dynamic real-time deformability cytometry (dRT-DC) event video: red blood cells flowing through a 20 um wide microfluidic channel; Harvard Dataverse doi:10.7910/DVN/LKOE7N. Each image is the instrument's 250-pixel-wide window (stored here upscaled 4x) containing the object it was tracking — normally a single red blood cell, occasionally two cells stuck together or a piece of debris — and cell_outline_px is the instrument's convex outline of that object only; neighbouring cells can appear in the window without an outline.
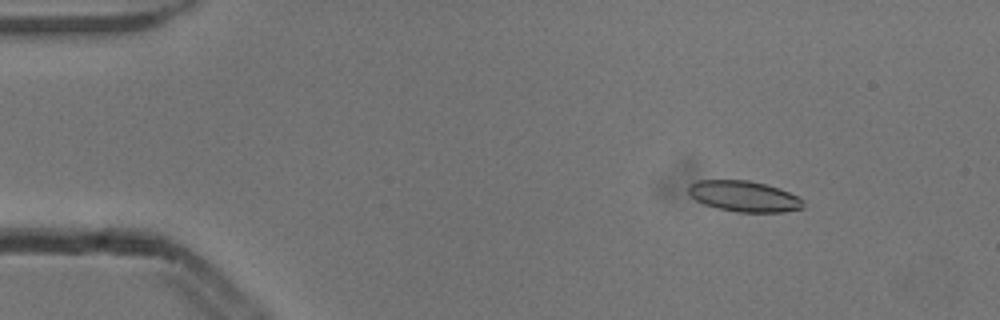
{"species": "common noctule bat (a hibernating species)", "species_latin": "Nyctalus noctula", "temperature_condition": "cold", "stored_images_in_passage": 6, "camera_frame_rate_fps": 3000, "um_per_image_px": 0.085, "animal": {"sex": "male", "body_mass_g": 13.3}, "frame": {"image": 1, "passage_image": 1, "time_ms": 0.0, "image_size_px": [1000, 320], "cell_outline_px": [[804, 208], [784, 212], [736, 212], [704, 204], [696, 200], [688, 192], [688, 184], [696, 180], [748, 180], [780, 188], [804, 200]], "centroid_in_image_um": [63.25, 16.68], "position_along_channel_um": 21.8, "area_um2": 20.63}}
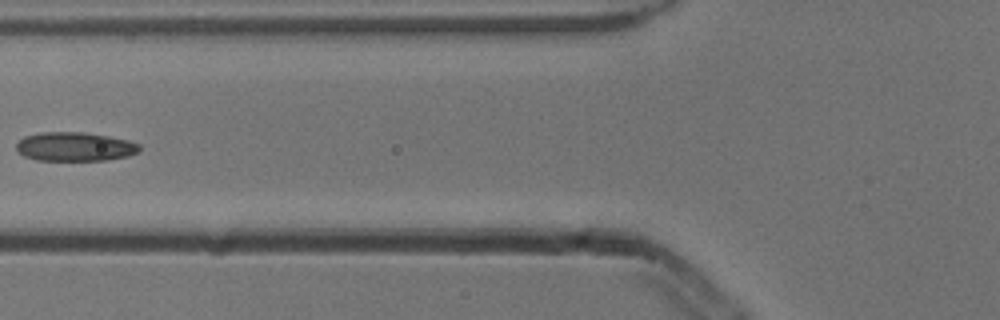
{"frame": {"image": 2, "passage_image": 5, "time_ms": 1.333, "image_size_px": [1000, 320], "cell_outline_px": [[140, 152], [128, 156], [108, 160], [36, 160], [24, 156], [16, 148], [16, 144], [24, 136], [40, 132], [84, 132], [108, 136], [128, 140], [140, 144]], "centroid_in_image_um": [6.39, 12.46], "position_along_channel_um": 119.4, "area_um2": 20.87}}
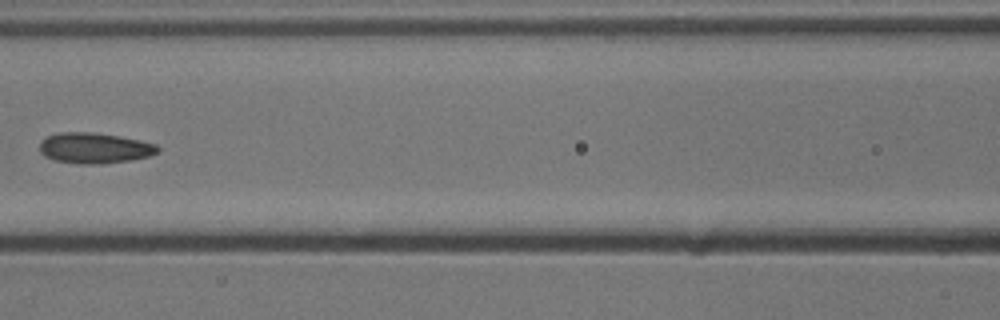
{"frame": {"image": 3, "passage_image": 6, "time_ms": 1.667, "image_size_px": [1000, 320], "cell_outline_px": [[160, 152], [148, 156], [132, 160], [100, 164], [80, 164], [56, 160], [44, 156], [40, 152], [40, 140], [48, 136], [60, 132], [92, 132], [116, 136], [156, 144], [160, 148]], "centroid_in_image_um": [8.02, 12.59], "position_along_channel_um": 158.6, "area_um2": 20.98}}